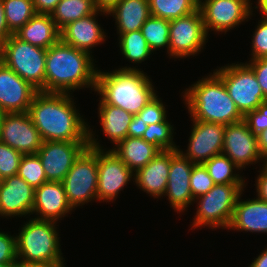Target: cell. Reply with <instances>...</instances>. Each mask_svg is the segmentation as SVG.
Returning a JSON list of instances; mask_svg holds the SVG:
<instances>
[{
  "instance_id": "cell-1",
  "label": "cell",
  "mask_w": 267,
  "mask_h": 267,
  "mask_svg": "<svg viewBox=\"0 0 267 267\" xmlns=\"http://www.w3.org/2000/svg\"><path fill=\"white\" fill-rule=\"evenodd\" d=\"M74 104V99L67 93L38 91L35 94L28 113L43 142L89 141L90 126Z\"/></svg>"
},
{
  "instance_id": "cell-2",
  "label": "cell",
  "mask_w": 267,
  "mask_h": 267,
  "mask_svg": "<svg viewBox=\"0 0 267 267\" xmlns=\"http://www.w3.org/2000/svg\"><path fill=\"white\" fill-rule=\"evenodd\" d=\"M91 54L59 40L47 49L44 92L67 93L96 87L97 68Z\"/></svg>"
},
{
  "instance_id": "cell-3",
  "label": "cell",
  "mask_w": 267,
  "mask_h": 267,
  "mask_svg": "<svg viewBox=\"0 0 267 267\" xmlns=\"http://www.w3.org/2000/svg\"><path fill=\"white\" fill-rule=\"evenodd\" d=\"M152 84L143 71L126 66L111 72L98 70L95 92L101 95L100 103H107L137 115L157 94Z\"/></svg>"
},
{
  "instance_id": "cell-4",
  "label": "cell",
  "mask_w": 267,
  "mask_h": 267,
  "mask_svg": "<svg viewBox=\"0 0 267 267\" xmlns=\"http://www.w3.org/2000/svg\"><path fill=\"white\" fill-rule=\"evenodd\" d=\"M182 96L192 120L225 126L243 120L222 79L215 72L186 88Z\"/></svg>"
},
{
  "instance_id": "cell-5",
  "label": "cell",
  "mask_w": 267,
  "mask_h": 267,
  "mask_svg": "<svg viewBox=\"0 0 267 267\" xmlns=\"http://www.w3.org/2000/svg\"><path fill=\"white\" fill-rule=\"evenodd\" d=\"M16 234L17 260L27 263L64 264L56 222L31 218Z\"/></svg>"
},
{
  "instance_id": "cell-6",
  "label": "cell",
  "mask_w": 267,
  "mask_h": 267,
  "mask_svg": "<svg viewBox=\"0 0 267 267\" xmlns=\"http://www.w3.org/2000/svg\"><path fill=\"white\" fill-rule=\"evenodd\" d=\"M46 52V49L21 41L12 34L0 44V61L38 91L44 92Z\"/></svg>"
},
{
  "instance_id": "cell-7",
  "label": "cell",
  "mask_w": 267,
  "mask_h": 267,
  "mask_svg": "<svg viewBox=\"0 0 267 267\" xmlns=\"http://www.w3.org/2000/svg\"><path fill=\"white\" fill-rule=\"evenodd\" d=\"M246 184H215L207 193L196 199L197 212L192 222V228L202 226L216 228H229L237 199Z\"/></svg>"
},
{
  "instance_id": "cell-8",
  "label": "cell",
  "mask_w": 267,
  "mask_h": 267,
  "mask_svg": "<svg viewBox=\"0 0 267 267\" xmlns=\"http://www.w3.org/2000/svg\"><path fill=\"white\" fill-rule=\"evenodd\" d=\"M62 184L72 209L98 200V149L87 147L74 161Z\"/></svg>"
},
{
  "instance_id": "cell-9",
  "label": "cell",
  "mask_w": 267,
  "mask_h": 267,
  "mask_svg": "<svg viewBox=\"0 0 267 267\" xmlns=\"http://www.w3.org/2000/svg\"><path fill=\"white\" fill-rule=\"evenodd\" d=\"M214 72L222 79L228 94L243 117L267 100L247 62L228 64Z\"/></svg>"
},
{
  "instance_id": "cell-10",
  "label": "cell",
  "mask_w": 267,
  "mask_h": 267,
  "mask_svg": "<svg viewBox=\"0 0 267 267\" xmlns=\"http://www.w3.org/2000/svg\"><path fill=\"white\" fill-rule=\"evenodd\" d=\"M88 147L98 149V200L111 202L135 174L111 150L104 151L90 129Z\"/></svg>"
},
{
  "instance_id": "cell-11",
  "label": "cell",
  "mask_w": 267,
  "mask_h": 267,
  "mask_svg": "<svg viewBox=\"0 0 267 267\" xmlns=\"http://www.w3.org/2000/svg\"><path fill=\"white\" fill-rule=\"evenodd\" d=\"M207 32L200 9L173 19L169 27V56L185 58L200 52L206 44ZM202 48V49H201Z\"/></svg>"
},
{
  "instance_id": "cell-12",
  "label": "cell",
  "mask_w": 267,
  "mask_h": 267,
  "mask_svg": "<svg viewBox=\"0 0 267 267\" xmlns=\"http://www.w3.org/2000/svg\"><path fill=\"white\" fill-rule=\"evenodd\" d=\"M199 0L204 27L208 34L210 29L215 32H228L244 22L252 15L251 0ZM252 9V10H251Z\"/></svg>"
},
{
  "instance_id": "cell-13",
  "label": "cell",
  "mask_w": 267,
  "mask_h": 267,
  "mask_svg": "<svg viewBox=\"0 0 267 267\" xmlns=\"http://www.w3.org/2000/svg\"><path fill=\"white\" fill-rule=\"evenodd\" d=\"M88 142L44 141L36 153L47 181L62 182Z\"/></svg>"
},
{
  "instance_id": "cell-14",
  "label": "cell",
  "mask_w": 267,
  "mask_h": 267,
  "mask_svg": "<svg viewBox=\"0 0 267 267\" xmlns=\"http://www.w3.org/2000/svg\"><path fill=\"white\" fill-rule=\"evenodd\" d=\"M0 142L22 154H36L43 140L28 112L6 113L2 120Z\"/></svg>"
},
{
  "instance_id": "cell-15",
  "label": "cell",
  "mask_w": 267,
  "mask_h": 267,
  "mask_svg": "<svg viewBox=\"0 0 267 267\" xmlns=\"http://www.w3.org/2000/svg\"><path fill=\"white\" fill-rule=\"evenodd\" d=\"M193 127L186 153L178 149L193 164H204L213 156L221 154L224 144L223 124L191 120Z\"/></svg>"
},
{
  "instance_id": "cell-16",
  "label": "cell",
  "mask_w": 267,
  "mask_h": 267,
  "mask_svg": "<svg viewBox=\"0 0 267 267\" xmlns=\"http://www.w3.org/2000/svg\"><path fill=\"white\" fill-rule=\"evenodd\" d=\"M222 154L240 169L263 160L258 149L257 138L244 120L226 125Z\"/></svg>"
},
{
  "instance_id": "cell-17",
  "label": "cell",
  "mask_w": 267,
  "mask_h": 267,
  "mask_svg": "<svg viewBox=\"0 0 267 267\" xmlns=\"http://www.w3.org/2000/svg\"><path fill=\"white\" fill-rule=\"evenodd\" d=\"M38 92L29 82L0 61V108L6 113L28 112Z\"/></svg>"
},
{
  "instance_id": "cell-18",
  "label": "cell",
  "mask_w": 267,
  "mask_h": 267,
  "mask_svg": "<svg viewBox=\"0 0 267 267\" xmlns=\"http://www.w3.org/2000/svg\"><path fill=\"white\" fill-rule=\"evenodd\" d=\"M193 165L178 149L171 150L170 171L164 196H168L171 207L179 213L194 202L190 189Z\"/></svg>"
},
{
  "instance_id": "cell-19",
  "label": "cell",
  "mask_w": 267,
  "mask_h": 267,
  "mask_svg": "<svg viewBox=\"0 0 267 267\" xmlns=\"http://www.w3.org/2000/svg\"><path fill=\"white\" fill-rule=\"evenodd\" d=\"M34 194L35 189L20 176L4 178L0 187V216L7 218L31 215Z\"/></svg>"
},
{
  "instance_id": "cell-20",
  "label": "cell",
  "mask_w": 267,
  "mask_h": 267,
  "mask_svg": "<svg viewBox=\"0 0 267 267\" xmlns=\"http://www.w3.org/2000/svg\"><path fill=\"white\" fill-rule=\"evenodd\" d=\"M71 210L62 182L47 181L35 188L32 215H38L36 219L57 222Z\"/></svg>"
},
{
  "instance_id": "cell-21",
  "label": "cell",
  "mask_w": 267,
  "mask_h": 267,
  "mask_svg": "<svg viewBox=\"0 0 267 267\" xmlns=\"http://www.w3.org/2000/svg\"><path fill=\"white\" fill-rule=\"evenodd\" d=\"M99 12L101 15L106 13L96 10L93 14L67 24L60 30V40L90 54V49L101 44L106 37L95 18Z\"/></svg>"
},
{
  "instance_id": "cell-22",
  "label": "cell",
  "mask_w": 267,
  "mask_h": 267,
  "mask_svg": "<svg viewBox=\"0 0 267 267\" xmlns=\"http://www.w3.org/2000/svg\"><path fill=\"white\" fill-rule=\"evenodd\" d=\"M170 162L171 150L161 151L146 166L134 173L136 186L154 198L163 197L168 183Z\"/></svg>"
},
{
  "instance_id": "cell-23",
  "label": "cell",
  "mask_w": 267,
  "mask_h": 267,
  "mask_svg": "<svg viewBox=\"0 0 267 267\" xmlns=\"http://www.w3.org/2000/svg\"><path fill=\"white\" fill-rule=\"evenodd\" d=\"M228 229L267 233V202L259 198L242 201L240 194Z\"/></svg>"
},
{
  "instance_id": "cell-24",
  "label": "cell",
  "mask_w": 267,
  "mask_h": 267,
  "mask_svg": "<svg viewBox=\"0 0 267 267\" xmlns=\"http://www.w3.org/2000/svg\"><path fill=\"white\" fill-rule=\"evenodd\" d=\"M14 35L21 41L46 50L60 40V30L53 21L51 14L36 13Z\"/></svg>"
},
{
  "instance_id": "cell-25",
  "label": "cell",
  "mask_w": 267,
  "mask_h": 267,
  "mask_svg": "<svg viewBox=\"0 0 267 267\" xmlns=\"http://www.w3.org/2000/svg\"><path fill=\"white\" fill-rule=\"evenodd\" d=\"M107 14L115 17L120 36L122 33L141 30L145 21L151 16V11L148 0H120L105 15Z\"/></svg>"
},
{
  "instance_id": "cell-26",
  "label": "cell",
  "mask_w": 267,
  "mask_h": 267,
  "mask_svg": "<svg viewBox=\"0 0 267 267\" xmlns=\"http://www.w3.org/2000/svg\"><path fill=\"white\" fill-rule=\"evenodd\" d=\"M110 150L135 173L161 152L155 145L137 137H127Z\"/></svg>"
},
{
  "instance_id": "cell-27",
  "label": "cell",
  "mask_w": 267,
  "mask_h": 267,
  "mask_svg": "<svg viewBox=\"0 0 267 267\" xmlns=\"http://www.w3.org/2000/svg\"><path fill=\"white\" fill-rule=\"evenodd\" d=\"M98 109L102 131L116 146L128 137V128L134 115L107 103H99Z\"/></svg>"
},
{
  "instance_id": "cell-28",
  "label": "cell",
  "mask_w": 267,
  "mask_h": 267,
  "mask_svg": "<svg viewBox=\"0 0 267 267\" xmlns=\"http://www.w3.org/2000/svg\"><path fill=\"white\" fill-rule=\"evenodd\" d=\"M96 10L94 0H61L51 17L61 30L67 24L93 14Z\"/></svg>"
},
{
  "instance_id": "cell-29",
  "label": "cell",
  "mask_w": 267,
  "mask_h": 267,
  "mask_svg": "<svg viewBox=\"0 0 267 267\" xmlns=\"http://www.w3.org/2000/svg\"><path fill=\"white\" fill-rule=\"evenodd\" d=\"M203 165L207 169L214 184H245V179L242 176L233 173L234 169L240 170V168L222 153L213 156Z\"/></svg>"
},
{
  "instance_id": "cell-30",
  "label": "cell",
  "mask_w": 267,
  "mask_h": 267,
  "mask_svg": "<svg viewBox=\"0 0 267 267\" xmlns=\"http://www.w3.org/2000/svg\"><path fill=\"white\" fill-rule=\"evenodd\" d=\"M151 15L166 20L178 19L196 11L199 0H148Z\"/></svg>"
},
{
  "instance_id": "cell-31",
  "label": "cell",
  "mask_w": 267,
  "mask_h": 267,
  "mask_svg": "<svg viewBox=\"0 0 267 267\" xmlns=\"http://www.w3.org/2000/svg\"><path fill=\"white\" fill-rule=\"evenodd\" d=\"M8 30L14 34L35 14L33 0H2Z\"/></svg>"
},
{
  "instance_id": "cell-32",
  "label": "cell",
  "mask_w": 267,
  "mask_h": 267,
  "mask_svg": "<svg viewBox=\"0 0 267 267\" xmlns=\"http://www.w3.org/2000/svg\"><path fill=\"white\" fill-rule=\"evenodd\" d=\"M118 39L121 53L131 63H142V61H145L153 53L143 37L141 30L122 33Z\"/></svg>"
},
{
  "instance_id": "cell-33",
  "label": "cell",
  "mask_w": 267,
  "mask_h": 267,
  "mask_svg": "<svg viewBox=\"0 0 267 267\" xmlns=\"http://www.w3.org/2000/svg\"><path fill=\"white\" fill-rule=\"evenodd\" d=\"M169 27V20L152 15L145 21L141 32L152 52L167 47L169 55Z\"/></svg>"
},
{
  "instance_id": "cell-34",
  "label": "cell",
  "mask_w": 267,
  "mask_h": 267,
  "mask_svg": "<svg viewBox=\"0 0 267 267\" xmlns=\"http://www.w3.org/2000/svg\"><path fill=\"white\" fill-rule=\"evenodd\" d=\"M17 175L34 189L47 182L44 168L37 154H23Z\"/></svg>"
},
{
  "instance_id": "cell-35",
  "label": "cell",
  "mask_w": 267,
  "mask_h": 267,
  "mask_svg": "<svg viewBox=\"0 0 267 267\" xmlns=\"http://www.w3.org/2000/svg\"><path fill=\"white\" fill-rule=\"evenodd\" d=\"M173 129V125L165 119L161 123L148 125L142 138L158 147L161 151L179 149L173 141Z\"/></svg>"
},
{
  "instance_id": "cell-36",
  "label": "cell",
  "mask_w": 267,
  "mask_h": 267,
  "mask_svg": "<svg viewBox=\"0 0 267 267\" xmlns=\"http://www.w3.org/2000/svg\"><path fill=\"white\" fill-rule=\"evenodd\" d=\"M214 185L205 166L203 164H194L190 177V189L193 199L207 194Z\"/></svg>"
},
{
  "instance_id": "cell-37",
  "label": "cell",
  "mask_w": 267,
  "mask_h": 267,
  "mask_svg": "<svg viewBox=\"0 0 267 267\" xmlns=\"http://www.w3.org/2000/svg\"><path fill=\"white\" fill-rule=\"evenodd\" d=\"M23 154L9 145L0 142V176L4 179L17 175Z\"/></svg>"
},
{
  "instance_id": "cell-38",
  "label": "cell",
  "mask_w": 267,
  "mask_h": 267,
  "mask_svg": "<svg viewBox=\"0 0 267 267\" xmlns=\"http://www.w3.org/2000/svg\"><path fill=\"white\" fill-rule=\"evenodd\" d=\"M165 106L158 95L153 97L137 114L146 125L163 122L166 118Z\"/></svg>"
},
{
  "instance_id": "cell-39",
  "label": "cell",
  "mask_w": 267,
  "mask_h": 267,
  "mask_svg": "<svg viewBox=\"0 0 267 267\" xmlns=\"http://www.w3.org/2000/svg\"><path fill=\"white\" fill-rule=\"evenodd\" d=\"M243 120L249 130L257 138L267 129V100L263 101L255 110L248 112Z\"/></svg>"
},
{
  "instance_id": "cell-40",
  "label": "cell",
  "mask_w": 267,
  "mask_h": 267,
  "mask_svg": "<svg viewBox=\"0 0 267 267\" xmlns=\"http://www.w3.org/2000/svg\"><path fill=\"white\" fill-rule=\"evenodd\" d=\"M260 19L251 43V60L267 57V16L262 15V18Z\"/></svg>"
},
{
  "instance_id": "cell-41",
  "label": "cell",
  "mask_w": 267,
  "mask_h": 267,
  "mask_svg": "<svg viewBox=\"0 0 267 267\" xmlns=\"http://www.w3.org/2000/svg\"><path fill=\"white\" fill-rule=\"evenodd\" d=\"M16 237L0 232V264H16Z\"/></svg>"
},
{
  "instance_id": "cell-42",
  "label": "cell",
  "mask_w": 267,
  "mask_h": 267,
  "mask_svg": "<svg viewBox=\"0 0 267 267\" xmlns=\"http://www.w3.org/2000/svg\"><path fill=\"white\" fill-rule=\"evenodd\" d=\"M247 64L253 70L263 95L267 99V57L249 60Z\"/></svg>"
},
{
  "instance_id": "cell-43",
  "label": "cell",
  "mask_w": 267,
  "mask_h": 267,
  "mask_svg": "<svg viewBox=\"0 0 267 267\" xmlns=\"http://www.w3.org/2000/svg\"><path fill=\"white\" fill-rule=\"evenodd\" d=\"M262 170L256 180L257 198L267 202V163L262 165Z\"/></svg>"
},
{
  "instance_id": "cell-44",
  "label": "cell",
  "mask_w": 267,
  "mask_h": 267,
  "mask_svg": "<svg viewBox=\"0 0 267 267\" xmlns=\"http://www.w3.org/2000/svg\"><path fill=\"white\" fill-rule=\"evenodd\" d=\"M61 0H33L35 12L38 14H52Z\"/></svg>"
},
{
  "instance_id": "cell-45",
  "label": "cell",
  "mask_w": 267,
  "mask_h": 267,
  "mask_svg": "<svg viewBox=\"0 0 267 267\" xmlns=\"http://www.w3.org/2000/svg\"><path fill=\"white\" fill-rule=\"evenodd\" d=\"M147 127L148 125L144 124V122L137 115H134L128 128V137L142 138Z\"/></svg>"
},
{
  "instance_id": "cell-46",
  "label": "cell",
  "mask_w": 267,
  "mask_h": 267,
  "mask_svg": "<svg viewBox=\"0 0 267 267\" xmlns=\"http://www.w3.org/2000/svg\"><path fill=\"white\" fill-rule=\"evenodd\" d=\"M12 33L8 30L6 25V19L4 15V6L2 0H0V44L6 40Z\"/></svg>"
},
{
  "instance_id": "cell-47",
  "label": "cell",
  "mask_w": 267,
  "mask_h": 267,
  "mask_svg": "<svg viewBox=\"0 0 267 267\" xmlns=\"http://www.w3.org/2000/svg\"><path fill=\"white\" fill-rule=\"evenodd\" d=\"M258 149L264 163H267V129H265L259 137H257Z\"/></svg>"
},
{
  "instance_id": "cell-48",
  "label": "cell",
  "mask_w": 267,
  "mask_h": 267,
  "mask_svg": "<svg viewBox=\"0 0 267 267\" xmlns=\"http://www.w3.org/2000/svg\"><path fill=\"white\" fill-rule=\"evenodd\" d=\"M120 0H94L97 10L109 12Z\"/></svg>"
},
{
  "instance_id": "cell-49",
  "label": "cell",
  "mask_w": 267,
  "mask_h": 267,
  "mask_svg": "<svg viewBox=\"0 0 267 267\" xmlns=\"http://www.w3.org/2000/svg\"><path fill=\"white\" fill-rule=\"evenodd\" d=\"M14 267H65L64 264H51V263H27L17 261Z\"/></svg>"
},
{
  "instance_id": "cell-50",
  "label": "cell",
  "mask_w": 267,
  "mask_h": 267,
  "mask_svg": "<svg viewBox=\"0 0 267 267\" xmlns=\"http://www.w3.org/2000/svg\"><path fill=\"white\" fill-rule=\"evenodd\" d=\"M249 267H267V248L251 262Z\"/></svg>"
},
{
  "instance_id": "cell-51",
  "label": "cell",
  "mask_w": 267,
  "mask_h": 267,
  "mask_svg": "<svg viewBox=\"0 0 267 267\" xmlns=\"http://www.w3.org/2000/svg\"><path fill=\"white\" fill-rule=\"evenodd\" d=\"M257 2L258 6H256L255 9L260 8L263 16H267V0H258Z\"/></svg>"
},
{
  "instance_id": "cell-52",
  "label": "cell",
  "mask_w": 267,
  "mask_h": 267,
  "mask_svg": "<svg viewBox=\"0 0 267 267\" xmlns=\"http://www.w3.org/2000/svg\"><path fill=\"white\" fill-rule=\"evenodd\" d=\"M6 112L0 108V133H1V125H2V120Z\"/></svg>"
},
{
  "instance_id": "cell-53",
  "label": "cell",
  "mask_w": 267,
  "mask_h": 267,
  "mask_svg": "<svg viewBox=\"0 0 267 267\" xmlns=\"http://www.w3.org/2000/svg\"><path fill=\"white\" fill-rule=\"evenodd\" d=\"M15 264H0V267H14Z\"/></svg>"
},
{
  "instance_id": "cell-54",
  "label": "cell",
  "mask_w": 267,
  "mask_h": 267,
  "mask_svg": "<svg viewBox=\"0 0 267 267\" xmlns=\"http://www.w3.org/2000/svg\"><path fill=\"white\" fill-rule=\"evenodd\" d=\"M2 183H3V178L0 176V187H1Z\"/></svg>"
}]
</instances>
